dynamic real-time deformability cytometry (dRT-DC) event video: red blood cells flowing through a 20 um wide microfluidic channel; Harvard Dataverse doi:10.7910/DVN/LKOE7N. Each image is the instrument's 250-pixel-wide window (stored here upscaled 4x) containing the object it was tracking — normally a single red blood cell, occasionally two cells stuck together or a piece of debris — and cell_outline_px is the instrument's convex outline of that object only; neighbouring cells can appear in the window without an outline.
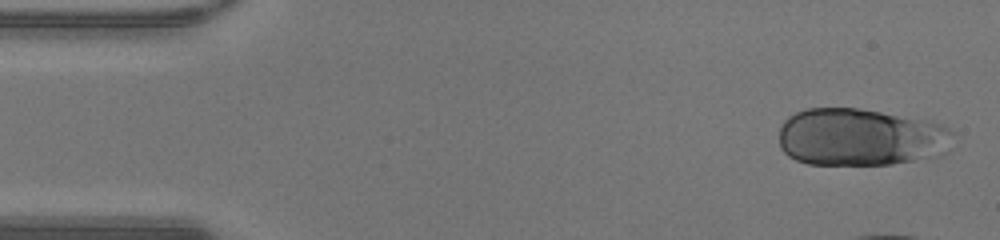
{"species": "human", "species_latin": "Homo sapiens", "temperature_condition": "warm", "stored_images_in_passage": 12, "camera_frame_rate_fps": 3000, "um_per_image_px": 0.085, "donor": {"sex": "male"}, "frame": {"image": 1, "passage_image": 1, "time_ms": 0.0, "image_size_px": [1000, 240], "cell_outline_px": [[956, 132], [948, 152], [944, 156], [892, 164], [808, 164], [796, 160], [788, 156], [780, 148], [780, 128], [784, 120], [788, 116], [796, 112], [808, 108], [860, 108], [928, 120], [944, 124]], "centroid_in_image_um": [73.23, 11.66], "position_along_channel_um": 11.8, "area_um2": 59.36}}